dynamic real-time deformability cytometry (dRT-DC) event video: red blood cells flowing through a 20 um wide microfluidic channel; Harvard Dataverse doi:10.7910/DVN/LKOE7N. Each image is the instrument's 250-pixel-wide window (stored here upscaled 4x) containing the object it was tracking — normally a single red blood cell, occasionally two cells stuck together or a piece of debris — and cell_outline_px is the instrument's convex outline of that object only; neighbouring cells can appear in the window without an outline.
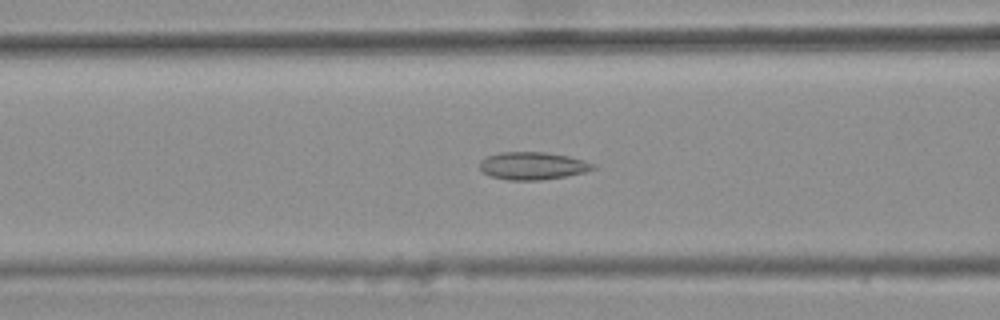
{"species": "common noctule bat (a hibernating species)", "species_latin": "Nyctalus noctula", "temperature_condition": "warm", "stored_images_in_passage": 43, "camera_frame_rate_fps": 3000, "um_per_image_px": 0.085, "animal": {"sex": "female", "body_mass_g": 25.1}, "frame": {"image": 1, "passage_image": 18, "time_ms": 5.667, "image_size_px": [1000, 320], "cell_outline_px": [[596, 168], [584, 172], [564, 176], [540, 180], [508, 180], [492, 176], [484, 172], [480, 168], [480, 160], [488, 156], [500, 152], [544, 152], [568, 156], [584, 160], [592, 164]], "centroid_in_image_um": [45.26, 14.09], "position_along_channel_um": 121.3, "area_um2": 17.98}}
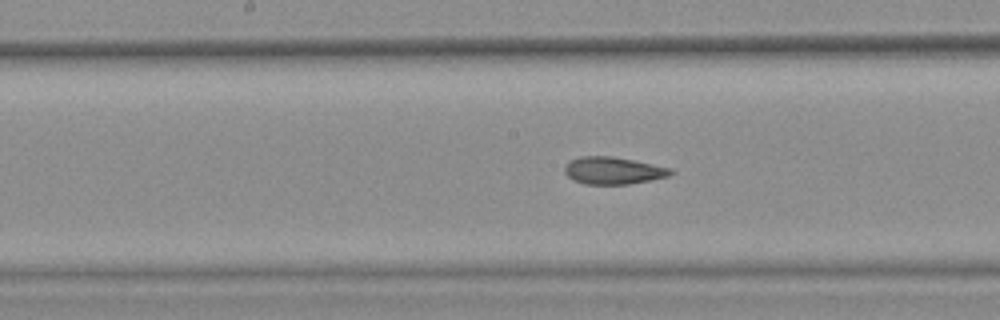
{"frame": {"image": 2, "passage_image": 24, "time_ms": 7.667, "image_size_px": [1000, 320], "cell_outline_px": [[676, 172], [668, 176], [628, 184], [584, 184], [572, 180], [564, 172], [564, 168], [568, 160], [580, 156], [612, 156], [672, 168]], "centroid_in_image_um": [52.08, 14.49], "position_along_channel_um": 196.1, "area_um2": 16.88}}
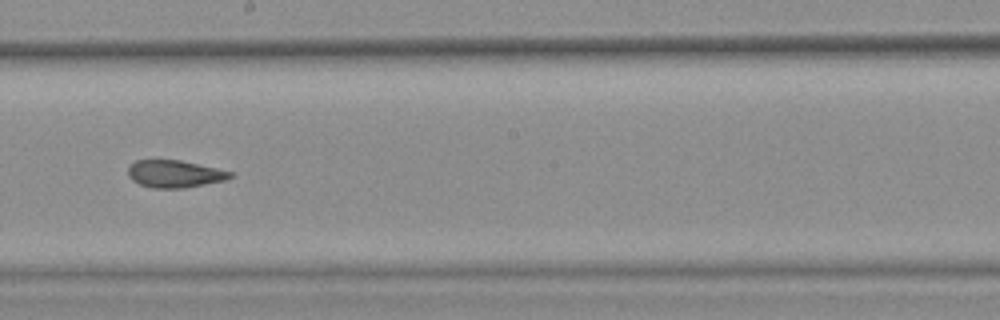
{"frame": {"image": 3, "passage_image": 27, "time_ms": 8.667, "image_size_px": [1000, 320], "cell_outline_px": [[232, 176], [224, 180], [184, 188], [152, 188], [140, 184], [132, 180], [128, 176], [128, 164], [136, 160], [180, 160], [216, 168], [232, 172]], "centroid_in_image_um": [14.79, 14.77], "position_along_channel_um": 233.4, "area_um2": 16.18}, "authors_computed_cell_mechanics": {"area_um2": 17.1666, "velocity_mm_per_s": 3.7398, "shape_relaxation_time_tau1_ms": null, "shape_relaxation_time_tau2_ms": 3.3499, "deformation_change_tau1": null, "deformation_change_tau2": 0.1188}}